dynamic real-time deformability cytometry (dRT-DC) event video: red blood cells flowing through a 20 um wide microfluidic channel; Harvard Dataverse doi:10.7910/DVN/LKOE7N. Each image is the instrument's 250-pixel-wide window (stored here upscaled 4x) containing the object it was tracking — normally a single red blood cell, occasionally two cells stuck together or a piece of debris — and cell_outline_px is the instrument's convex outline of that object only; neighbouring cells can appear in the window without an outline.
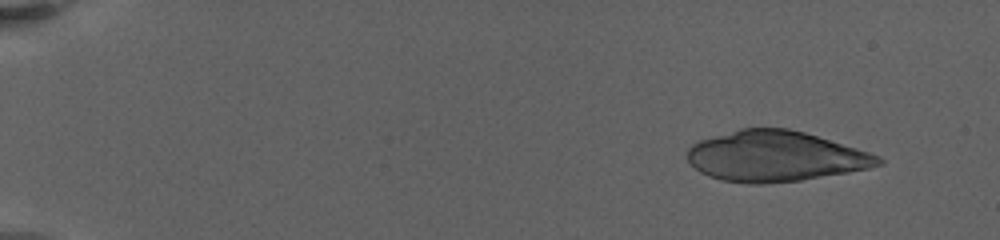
{"species": "human", "species_latin": "Homo sapiens", "temperature_condition": "warm", "stored_images_in_passage": 16, "camera_frame_rate_fps": 3000, "um_per_image_px": 0.085, "donor": {"sex": "female"}, "frame": {"image": 1, "passage_image": 3, "time_ms": 1.667, "image_size_px": [1000, 240], "cell_outline_px": [[884, 164], [868, 168], [848, 172], [800, 180], [764, 184], [748, 184], [724, 180], [708, 176], [700, 172], [688, 160], [688, 148], [696, 140], [740, 128], [788, 128], [804, 132], [856, 148], [880, 156], [884, 160]], "centroid_in_image_um": [65.88, 13.28], "position_along_channel_um": 19.1, "area_um2": 56.12}}